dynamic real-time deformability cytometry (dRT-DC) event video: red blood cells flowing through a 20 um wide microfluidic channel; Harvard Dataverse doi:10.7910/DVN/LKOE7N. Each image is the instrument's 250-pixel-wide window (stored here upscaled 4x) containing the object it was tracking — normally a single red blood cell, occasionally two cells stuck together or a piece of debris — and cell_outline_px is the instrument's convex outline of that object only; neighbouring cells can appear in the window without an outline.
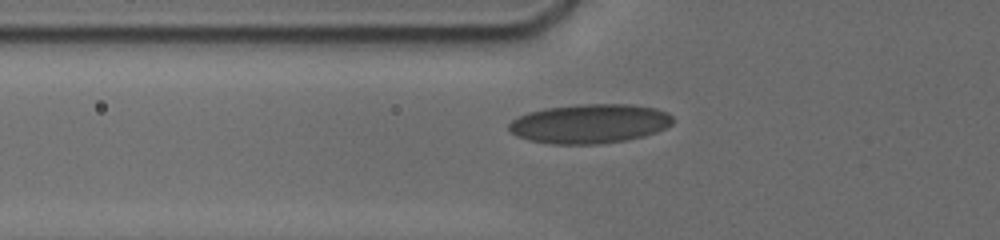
{"species": "human", "species_latin": "Homo sapiens", "temperature_condition": "cold", "stored_images_in_passage": 22, "camera_frame_rate_fps": 3000, "um_per_image_px": 0.085, "donor": {"sex": "male"}, "frame": {"image": 1, "passage_image": 2, "time_ms": 0.333, "image_size_px": [1000, 240], "cell_outline_px": [[672, 124], [656, 132], [644, 136], [624, 140], [600, 144], [552, 144], [532, 140], [516, 136], [508, 128], [508, 124], [512, 120], [528, 112], [544, 108], [580, 104], [632, 104], [656, 108], [668, 112], [672, 116]], "centroid_in_image_um": [50.13, 10.5], "position_along_channel_um": 75.7, "area_um2": 37.51}}
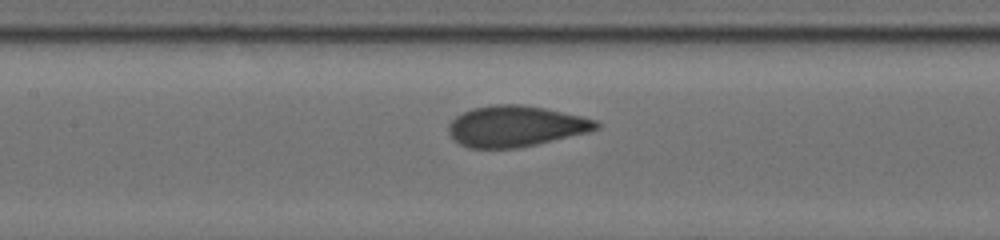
{"frame": {"image": 2, "passage_image": 7, "time_ms": 2.667, "image_size_px": [1000, 240], "cell_outline_px": [[600, 128], [588, 132], [536, 144], [516, 148], [468, 148], [460, 144], [452, 136], [448, 128], [452, 120], [456, 116], [472, 108], [492, 104], [520, 104], [544, 108], [580, 116], [596, 120], [600, 124]], "centroid_in_image_um": [43.83, 10.72], "position_along_channel_um": 163.6, "area_um2": 34.91}}
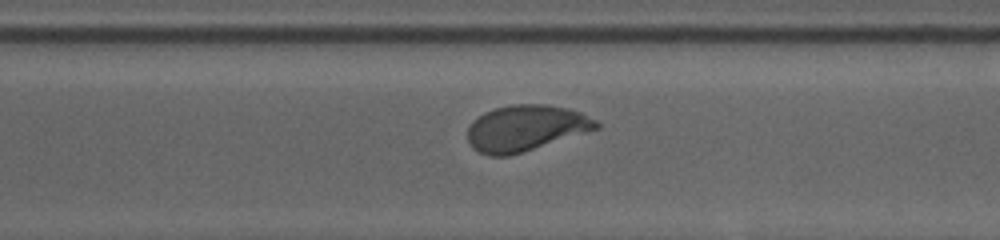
{"frame": {"image": 3, "passage_image": 18, "time_ms": 7.0, "image_size_px": [1000, 240], "cell_outline_px": [[600, 128], [508, 156], [488, 156], [472, 148], [468, 140], [468, 128], [472, 120], [484, 112], [496, 108], [512, 104], [548, 104], [568, 108], [580, 112], [596, 120], [600, 124]], "centroid_in_image_um": [44.67, 10.88], "position_along_channel_um": 325.9, "area_um2": 34.39}}